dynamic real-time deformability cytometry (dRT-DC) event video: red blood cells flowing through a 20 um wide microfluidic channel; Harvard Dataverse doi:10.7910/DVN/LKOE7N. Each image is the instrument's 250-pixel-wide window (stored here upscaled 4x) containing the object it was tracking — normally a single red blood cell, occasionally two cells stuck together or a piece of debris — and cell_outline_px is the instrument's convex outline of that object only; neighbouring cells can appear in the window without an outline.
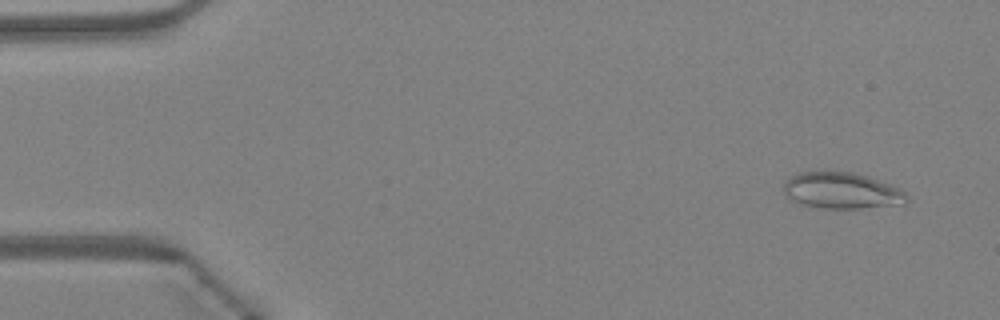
{"species": "Egyptian fruit bat (a non-hibernating species)", "species_latin": "Rousettus aegyptiacus", "temperature_condition": "warm", "stored_images_in_passage": 47, "camera_frame_rate_fps": 3000, "um_per_image_px": 0.085, "animal": {"sex": "female"}, "frame": {"image": 1, "passage_image": 3, "time_ms": 0.667, "image_size_px": [1000, 320], "cell_outline_px": [[908, 200], [904, 204], [856, 208], [824, 208], [804, 204], [792, 200], [784, 192], [784, 184], [796, 172], [856, 172], [868, 176], [888, 184], [904, 192], [908, 196]], "centroid_in_image_um": [71.55, 16.2], "position_along_channel_um": 13.4, "area_um2": 25.55}}
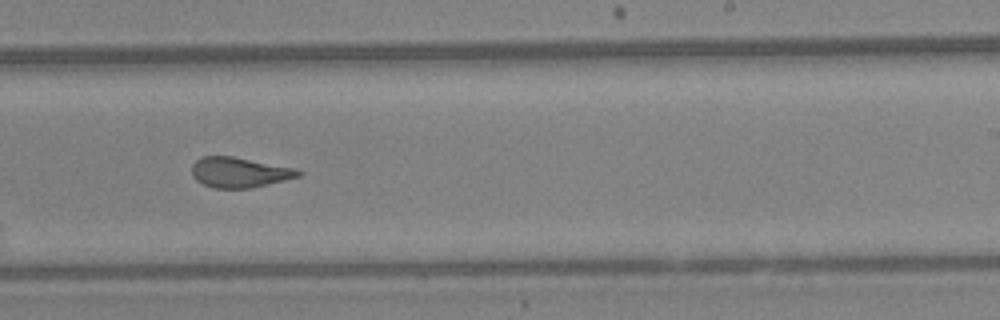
{"frame": {"image": 2, "passage_image": 29, "time_ms": 9.333, "image_size_px": [1000, 320], "cell_outline_px": [[304, 172], [300, 176], [284, 180], [248, 188], [212, 188], [196, 180], [192, 176], [192, 164], [196, 160], [204, 156], [232, 156], [292, 168]], "centroid_in_image_um": [20.3, 14.65], "position_along_channel_um": 268.7, "area_um2": 18.44}}
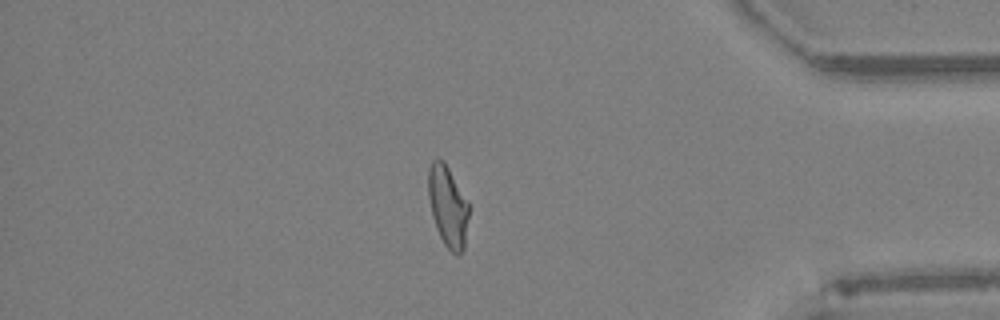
{"frame": {"image": 3, "passage_image": 40, "time_ms": 13.0, "image_size_px": [1000, 320], "cell_outline_px": [[468, 216], [464, 248], [460, 256], [456, 256], [444, 244], [436, 228], [432, 216], [428, 196], [428, 168], [432, 160], [444, 160], [468, 204]], "centroid_in_image_um": [38.04, 17.56], "position_along_channel_um": 397.2, "area_um2": 18.9}, "authors_computed_cell_mechanics": {"area_um2": 19.941, "velocity_mm_per_s": 4.3545, "shape_relaxation_time_tau1_ms": null, "shape_relaxation_time_tau2_ms": 1.1009, "deformation_change_tau1": null, "deformation_change_tau2": 0.0836}}